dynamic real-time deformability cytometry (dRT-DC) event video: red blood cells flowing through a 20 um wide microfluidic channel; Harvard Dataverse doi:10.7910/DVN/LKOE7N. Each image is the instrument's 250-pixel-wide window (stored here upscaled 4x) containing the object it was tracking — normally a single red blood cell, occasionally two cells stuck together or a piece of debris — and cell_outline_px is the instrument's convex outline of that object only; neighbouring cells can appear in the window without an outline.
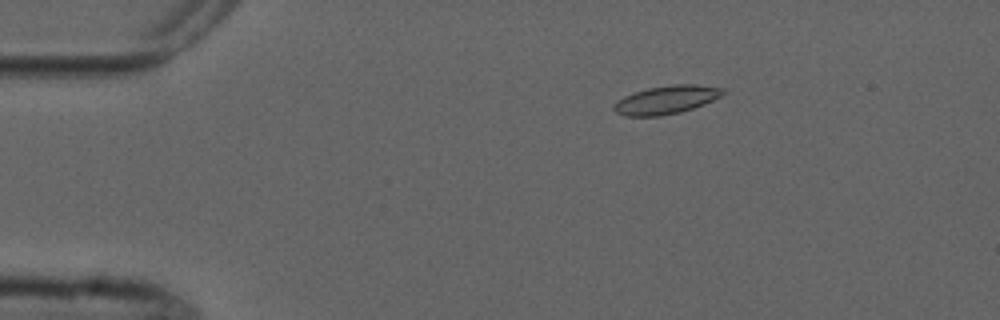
{"species": "common noctule bat (a hibernating species)", "species_latin": "Nyctalus noctula", "temperature_condition": "cold", "stored_images_in_passage": 4, "camera_frame_rate_fps": 3000, "um_per_image_px": 0.085, "animal": {"sex": "male", "forearm_length_mm": 52.5}, "frame": {"image": 1, "passage_image": 2, "time_ms": 2.333, "image_size_px": [1000, 320], "cell_outline_px": [[728, 92], [704, 104], [680, 112], [660, 116], [624, 116], [616, 112], [612, 108], [612, 104], [616, 100], [624, 96], [648, 88], [672, 84], [696, 84], [724, 88]], "centroid_in_image_um": [56.62, 8.48], "position_along_channel_um": 28.4, "area_um2": 18.09}}
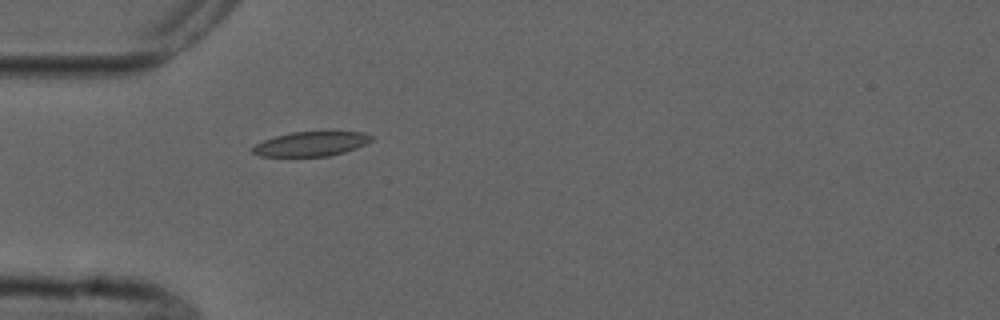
{"frame": {"image": 2, "passage_image": 4, "time_ms": 4.667, "image_size_px": [1000, 320], "cell_outline_px": [[372, 140], [368, 144], [344, 152], [328, 156], [260, 156], [252, 152], [252, 148], [256, 144], [264, 140], [276, 136], [292, 132], [328, 128], [364, 132], [372, 136]], "centroid_in_image_um": [26.55, 12.16], "position_along_channel_um": 58.5, "area_um2": 17.86}}